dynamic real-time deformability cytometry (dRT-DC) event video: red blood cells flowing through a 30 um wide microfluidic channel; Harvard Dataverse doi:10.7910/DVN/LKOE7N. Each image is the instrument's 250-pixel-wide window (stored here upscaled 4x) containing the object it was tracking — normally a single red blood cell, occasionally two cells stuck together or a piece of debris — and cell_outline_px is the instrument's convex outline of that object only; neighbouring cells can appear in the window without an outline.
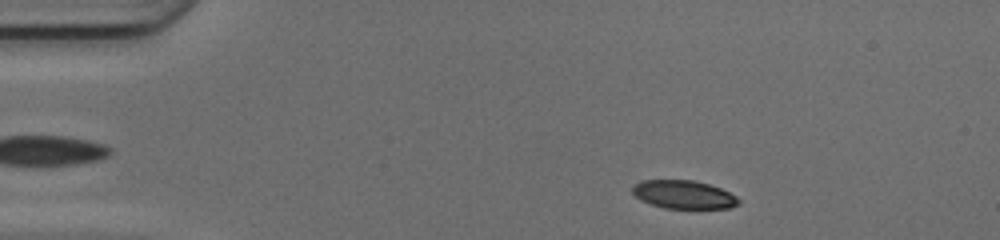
{"species": "common noctule bat (a hibernating species)", "species_latin": "Nyctalus noctula", "temperature_condition": "cold", "stored_images_in_passage": 38, "camera_frame_rate_fps": 3000, "um_per_image_px": 0.085, "animal": {"sex": "female", "body_mass_g": 17.0, "forearm_length_mm": 48.0}, "frame": {"image": 1, "passage_image": 4, "time_ms": 1.0, "image_size_px": [1000, 240], "cell_outline_px": [[740, 204], [732, 208], [664, 208], [640, 200], [632, 192], [632, 188], [636, 184], [644, 180], [692, 180], [708, 184], [720, 188], [736, 196], [740, 200]], "centroid_in_image_um": [58.14, 16.54], "position_along_channel_um": 26.9, "area_um2": 17.4}}
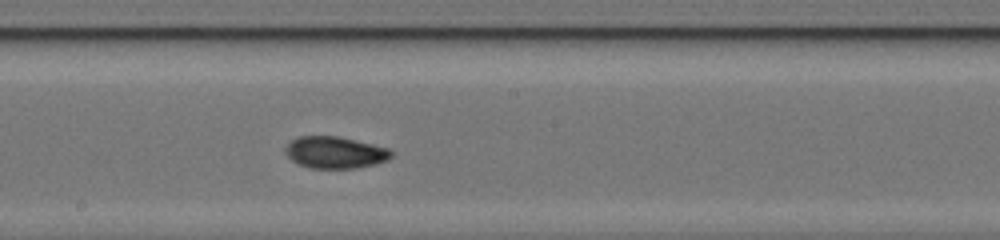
{"frame": {"image": 2, "passage_image": 23, "time_ms": 7.333, "image_size_px": [1000, 240], "cell_outline_px": [[392, 156], [388, 160], [376, 164], [356, 168], [312, 168], [300, 164], [292, 160], [288, 156], [284, 148], [292, 140], [300, 136], [336, 136], [372, 144], [388, 148], [392, 152]], "centroid_in_image_um": [28.5, 12.96], "position_along_channel_um": 219.7, "area_um2": 19.42}}
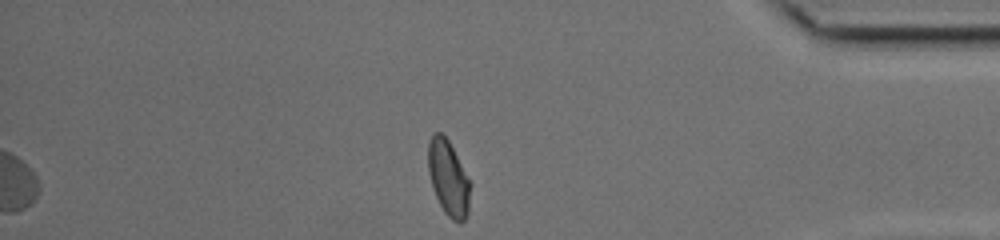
{"frame": {"image": 3, "passage_image": 38, "time_ms": 12.333, "image_size_px": [1000, 240], "cell_outline_px": [[468, 216], [460, 224], [452, 220], [444, 212], [432, 188], [428, 172], [428, 144], [432, 132], [440, 132], [448, 140], [468, 180]], "centroid_in_image_um": [38.06, 15.15], "position_along_channel_um": 397.1, "area_um2": 17.98}, "authors_computed_cell_mechanics": {"area_um2": 18.9584, "velocity_mm_per_s": 4.1819, "shape_relaxation_time_tau1_ms": 5.2283, "shape_relaxation_time_tau2_ms": 2.8584, "deformation_change_tau1": 0.1546, "deformation_change_tau2": 0.0592}}